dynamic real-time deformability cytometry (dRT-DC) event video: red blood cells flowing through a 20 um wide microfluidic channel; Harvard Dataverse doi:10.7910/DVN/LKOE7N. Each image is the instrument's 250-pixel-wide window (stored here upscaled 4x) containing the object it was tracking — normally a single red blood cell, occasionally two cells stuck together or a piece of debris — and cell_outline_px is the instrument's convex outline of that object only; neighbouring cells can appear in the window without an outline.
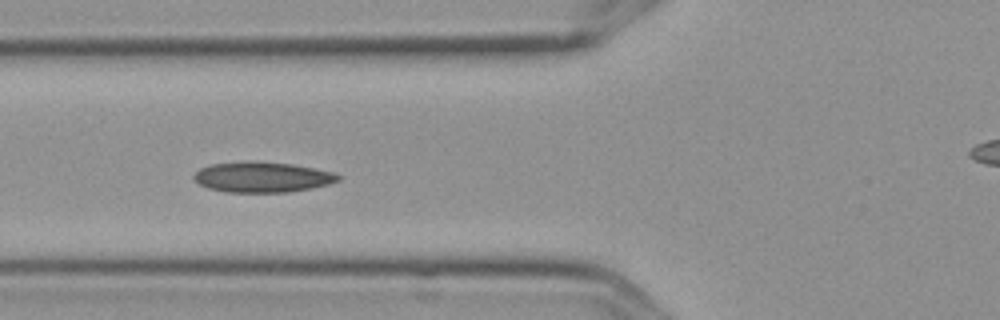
{"species": "Egyptian fruit bat (a non-hibernating species)", "species_latin": "Rousettus aegyptiacus", "temperature_condition": "cold", "stored_images_in_passage": 10, "camera_frame_rate_fps": 3000, "um_per_image_px": 0.085, "frame": {"image": 1, "passage_image": 5, "time_ms": 1.333, "image_size_px": [1000, 320], "cell_outline_px": [[340, 180], [328, 184], [312, 188], [288, 192], [224, 192], [208, 188], [200, 184], [192, 176], [200, 168], [212, 164], [248, 160], [292, 164], [332, 172], [340, 176]], "centroid_in_image_um": [22.27, 15.05], "position_along_channel_um": 103.5, "area_um2": 25.55}}
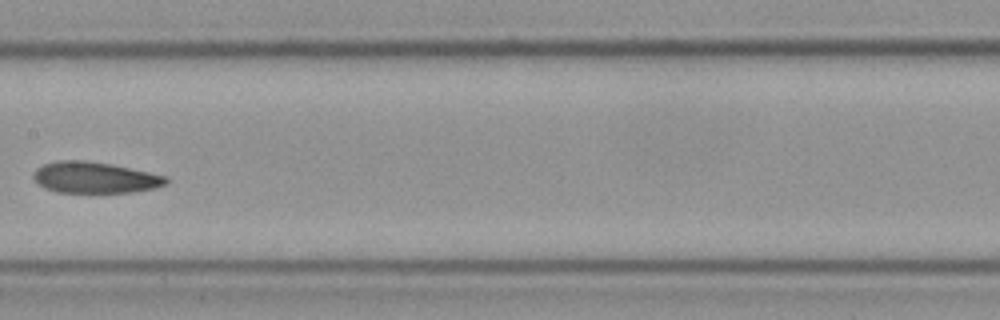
{"frame": {"image": 2, "passage_image": 7, "time_ms": 2.0, "image_size_px": [1000, 320], "cell_outline_px": [[168, 180], [164, 184], [156, 188], [132, 192], [56, 192], [44, 188], [32, 176], [36, 168], [44, 164], [60, 160], [80, 160], [112, 164], [148, 172], [164, 176]], "centroid_in_image_um": [8.03, 15.09], "position_along_channel_um": 199.4, "area_um2": 23.81}}
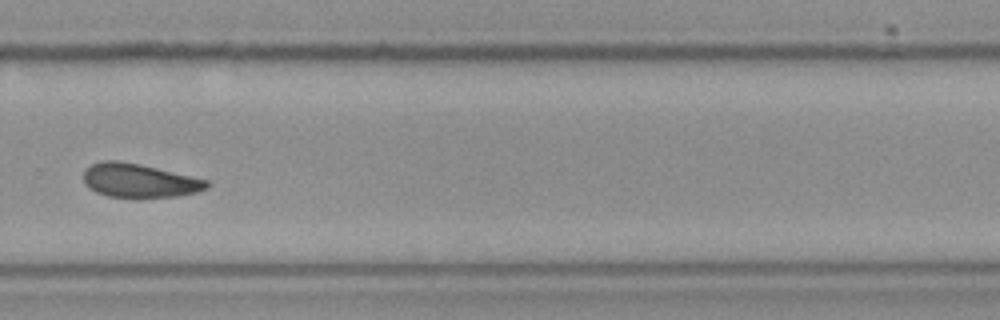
{"frame": {"image": 3, "passage_image": 10, "time_ms": 3.0, "image_size_px": [1000, 320], "cell_outline_px": [[212, 184], [208, 188], [196, 192], [176, 196], [108, 196], [96, 192], [88, 188], [84, 184], [84, 168], [92, 164], [104, 160], [116, 160], [140, 164], [208, 180]], "centroid_in_image_um": [11.82, 15.33], "position_along_channel_um": 318.0, "area_um2": 23.99}}